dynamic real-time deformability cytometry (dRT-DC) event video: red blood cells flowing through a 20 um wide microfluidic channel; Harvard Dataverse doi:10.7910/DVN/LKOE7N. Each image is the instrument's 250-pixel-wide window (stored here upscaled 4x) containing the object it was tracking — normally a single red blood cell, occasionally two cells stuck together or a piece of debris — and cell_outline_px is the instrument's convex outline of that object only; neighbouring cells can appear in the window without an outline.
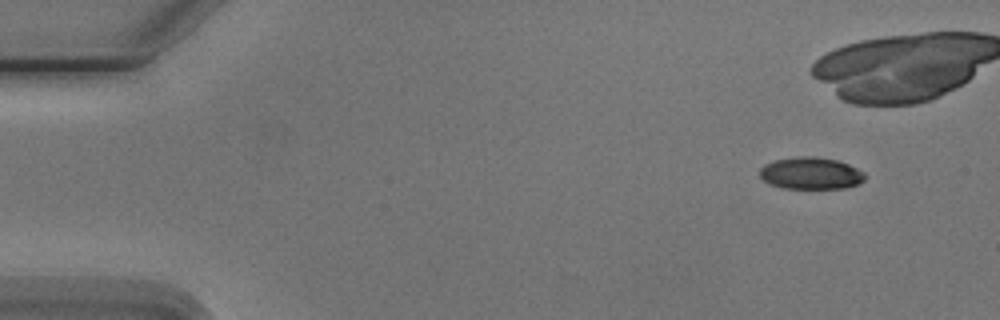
{"species": "Egyptian fruit bat (a non-hibernating species)", "species_latin": "Rousettus aegyptiacus", "temperature_condition": "cold", "stored_images_in_passage": 5, "camera_frame_rate_fps": 3000, "um_per_image_px": 0.085, "animal": {"sex": "male"}, "frame": {"image": 1, "passage_image": 1, "time_ms": 0.0, "image_size_px": [1000, 320], "cell_outline_px": [[864, 180], [856, 184], [844, 188], [784, 188], [768, 184], [760, 176], [760, 168], [764, 164], [776, 160], [796, 156], [816, 156], [836, 160], [848, 164], [864, 172]], "centroid_in_image_um": [68.89, 14.72], "position_along_channel_um": 16.1, "area_um2": 19.54}}